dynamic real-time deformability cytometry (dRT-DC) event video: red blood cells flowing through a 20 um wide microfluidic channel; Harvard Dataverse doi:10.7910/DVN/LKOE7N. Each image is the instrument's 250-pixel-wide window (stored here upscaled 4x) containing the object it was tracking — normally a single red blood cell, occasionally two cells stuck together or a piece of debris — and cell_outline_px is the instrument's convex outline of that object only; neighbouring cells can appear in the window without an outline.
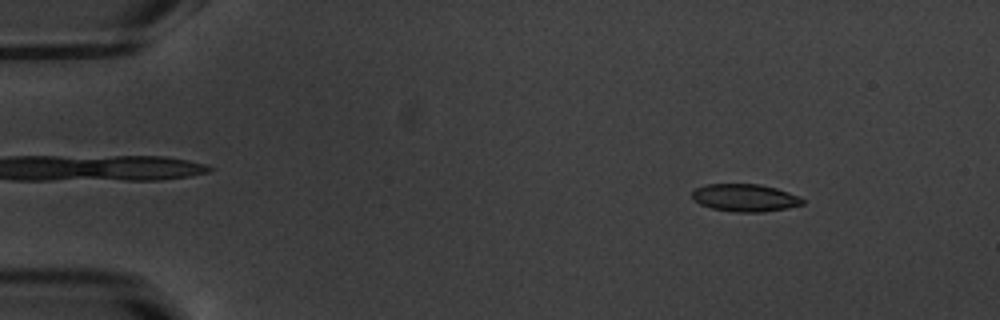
{"species": "common noctule bat (a hibernating species)", "species_latin": "Nyctalus noctula", "temperature_condition": "warm", "stored_images_in_passage": 53, "camera_frame_rate_fps": 3000, "um_per_image_px": 0.085, "animal": {"sex": "male", "body_mass_g": 20.1, "forearm_length_mm": 53.5}, "frame": {"image": 1, "passage_image": 7, "time_ms": 2.0, "image_size_px": [1000, 320], "cell_outline_px": [[804, 204], [788, 208], [764, 212], [736, 212], [712, 208], [700, 204], [692, 200], [692, 192], [696, 188], [708, 184], [760, 184], [776, 188], [800, 196], [804, 200]], "centroid_in_image_um": [63.34, 16.81], "position_along_channel_um": 21.7, "area_um2": 17.8}}
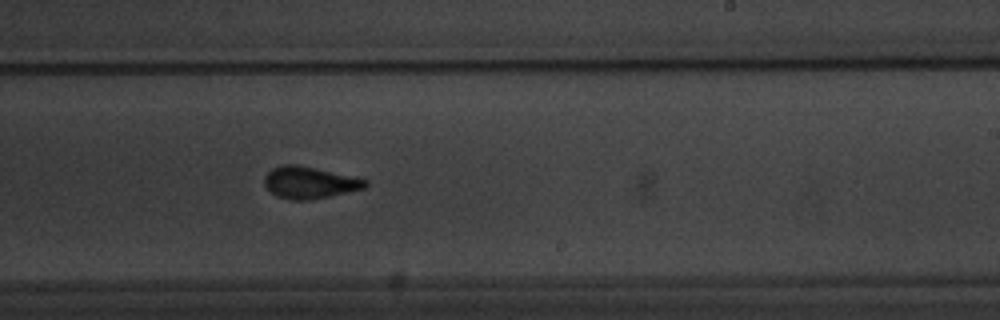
{"frame": {"image": 2, "passage_image": 33, "time_ms": 10.667, "image_size_px": [1000, 320], "cell_outline_px": [[368, 184], [364, 188], [328, 196], [308, 200], [292, 200], [276, 196], [264, 184], [264, 176], [272, 168], [284, 164], [296, 164], [368, 180]], "centroid_in_image_um": [26.27, 15.51], "position_along_channel_um": 262.7, "area_um2": 18.38}}
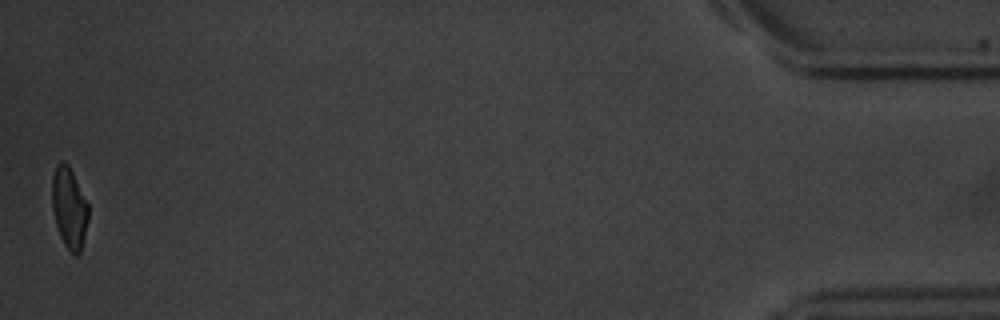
{"frame": {"image": 3, "passage_image": 53, "time_ms": 17.333, "image_size_px": [1000, 320], "cell_outline_px": [[88, 220], [80, 252], [76, 256], [64, 244], [60, 236], [56, 224], [52, 208], [52, 176], [56, 164], [60, 160], [64, 160], [68, 164], [88, 204]], "centroid_in_image_um": [5.86, 17.63], "position_along_channel_um": 429.3, "area_um2": 16.99}, "authors_computed_cell_mechanics": {"area_um2": 17.9758, "velocity_mm_per_s": 3.8113, "shape_relaxation_time_tau1_ms": 2.4753, "shape_relaxation_time_tau2_ms": 0.9037, "deformation_change_tau1": 0.1372, "deformation_change_tau2": 0.0627}}